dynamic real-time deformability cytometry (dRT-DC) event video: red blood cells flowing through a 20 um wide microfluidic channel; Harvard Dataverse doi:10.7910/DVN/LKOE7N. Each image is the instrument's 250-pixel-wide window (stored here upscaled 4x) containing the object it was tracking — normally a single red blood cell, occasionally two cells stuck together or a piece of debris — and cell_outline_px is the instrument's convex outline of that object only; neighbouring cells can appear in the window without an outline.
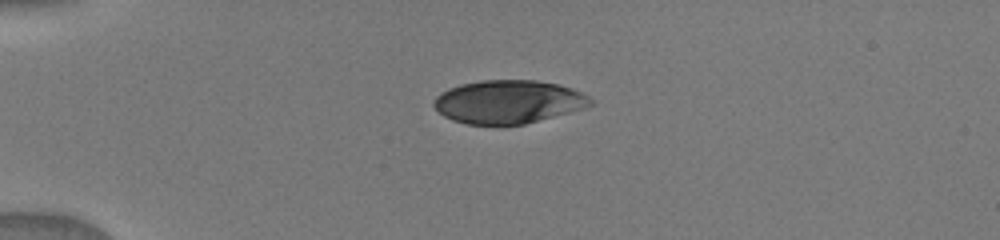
{"species": "human", "species_latin": "Homo sapiens", "temperature_condition": "warm", "stored_images_in_passage": 4, "camera_frame_rate_fps": 3000, "um_per_image_px": 0.085, "donor": {"sex": "male"}, "frame": {"image": 1, "passage_image": 1, "time_ms": 0.0, "image_size_px": [1000, 240], "cell_outline_px": [[592, 104], [568, 112], [524, 124], [468, 124], [452, 120], [444, 116], [432, 104], [436, 96], [440, 92], [448, 88], [460, 84], [480, 80], [536, 80], [556, 84], [572, 88], [588, 96], [592, 100]], "centroid_in_image_um": [43.15, 8.64], "position_along_channel_um": 41.8, "area_um2": 39.13}}
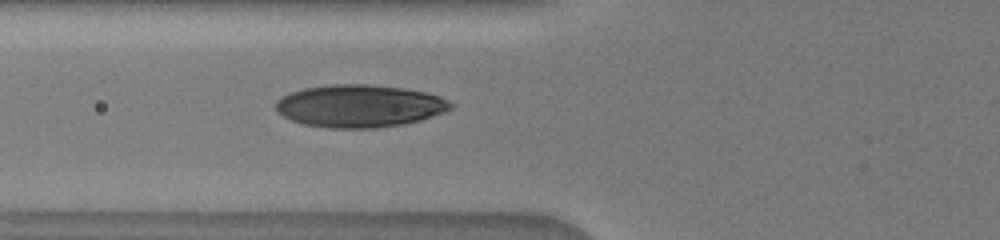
{"frame": {"image": 2, "passage_image": 4, "time_ms": 2.333, "image_size_px": [1000, 240], "cell_outline_px": [[456, 104], [452, 108], [444, 112], [420, 120], [404, 124], [372, 128], [328, 128], [304, 124], [292, 120], [276, 112], [276, 100], [292, 92], [304, 88], [332, 84], [368, 84], [404, 88], [424, 92], [440, 96]], "centroid_in_image_um": [30.58, 9.01], "position_along_channel_um": 95.2, "area_um2": 43.35}}